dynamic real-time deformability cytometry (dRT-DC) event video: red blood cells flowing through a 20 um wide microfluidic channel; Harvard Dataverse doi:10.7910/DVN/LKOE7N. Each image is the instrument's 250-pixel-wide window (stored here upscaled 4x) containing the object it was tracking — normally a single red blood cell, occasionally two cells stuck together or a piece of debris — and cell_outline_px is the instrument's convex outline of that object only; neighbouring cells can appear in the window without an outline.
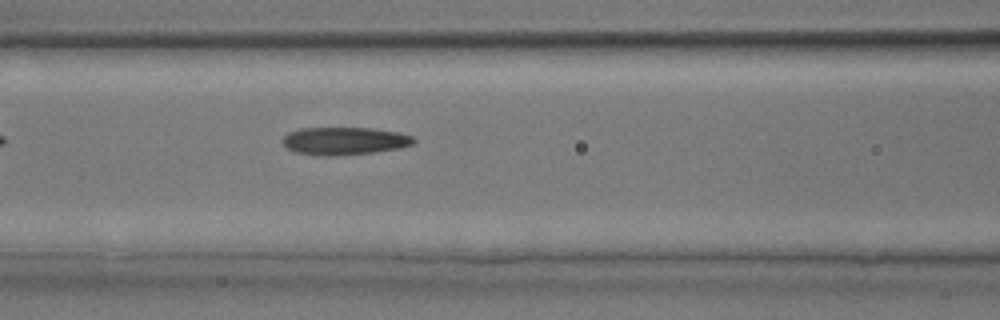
{"species": "common noctule bat (a hibernating species)", "species_latin": "Nyctalus noctula", "temperature_condition": "room temperature", "stored_images_in_passage": 4, "camera_frame_rate_fps": 3000, "um_per_image_px": 0.085, "animal": {"sex": "male", "body_mass_g": 17.9, "forearm_length_mm": 54.2}, "frame": {"image": 1, "passage_image": 4, "time_ms": 3.667, "image_size_px": [1000, 320], "cell_outline_px": [[416, 140], [412, 144], [400, 148], [376, 152], [336, 156], [320, 156], [296, 152], [284, 148], [280, 140], [288, 132], [300, 128], [372, 128], [400, 132], [412, 136]], "centroid_in_image_um": [29.24, 11.98], "position_along_channel_um": 137.4, "area_um2": 21.56}}